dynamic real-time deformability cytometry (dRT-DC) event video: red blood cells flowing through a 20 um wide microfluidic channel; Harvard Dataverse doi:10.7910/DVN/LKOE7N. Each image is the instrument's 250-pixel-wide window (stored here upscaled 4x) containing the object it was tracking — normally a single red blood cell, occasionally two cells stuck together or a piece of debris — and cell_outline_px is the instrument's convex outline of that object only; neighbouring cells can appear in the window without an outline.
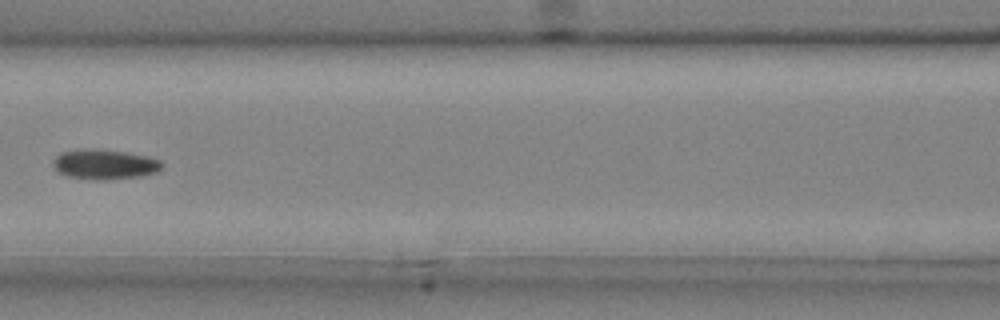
{"species": "common noctule bat (a hibernating species)", "species_latin": "Nyctalus noctula", "temperature_condition": "cold", "stored_images_in_passage": 7, "camera_frame_rate_fps": 3000, "um_per_image_px": 0.085, "animal": {"sex": "male", "body_mass_g": 20.4}, "frame": {"image": 1, "passage_image": 7, "time_ms": 2.0, "image_size_px": [1000, 320], "cell_outline_px": [[164, 164], [156, 172], [140, 176], [108, 180], [100, 180], [68, 176], [60, 172], [52, 164], [52, 160], [60, 152], [88, 148], [124, 152], [148, 156], [160, 160]], "centroid_in_image_um": [8.89, 13.96], "position_along_channel_um": 157.7, "area_um2": 18.84}}